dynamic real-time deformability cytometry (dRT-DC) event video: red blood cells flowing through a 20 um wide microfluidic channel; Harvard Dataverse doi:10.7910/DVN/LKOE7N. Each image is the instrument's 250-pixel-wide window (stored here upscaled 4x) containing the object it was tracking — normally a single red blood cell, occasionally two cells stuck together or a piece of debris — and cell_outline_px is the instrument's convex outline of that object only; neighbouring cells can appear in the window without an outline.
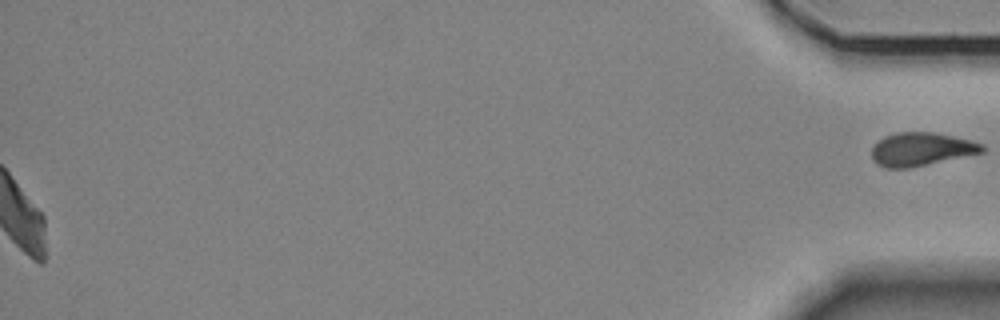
{"species": "Egyptian fruit bat (a non-hibernating species)", "species_latin": "Rousettus aegyptiacus", "temperature_condition": "room temperature", "stored_images_in_passage": 51, "segment_of_instrument_passage": [2, 2], "camera_frame_rate_fps": 3000, "um_per_image_px": 0.085, "animal": {"sex": "female"}, "frame": {"image": 1, "passage_image": 51, "time_ms": 16.667, "image_size_px": [1000, 320], "cell_outline_px": [[984, 152], [908, 168], [884, 168], [876, 164], [872, 160], [872, 148], [884, 136], [896, 132], [932, 132], [972, 140], [984, 144]], "centroid_in_image_um": [78.29, 12.68], "position_along_channel_um": 356.9, "area_um2": 21.39}}